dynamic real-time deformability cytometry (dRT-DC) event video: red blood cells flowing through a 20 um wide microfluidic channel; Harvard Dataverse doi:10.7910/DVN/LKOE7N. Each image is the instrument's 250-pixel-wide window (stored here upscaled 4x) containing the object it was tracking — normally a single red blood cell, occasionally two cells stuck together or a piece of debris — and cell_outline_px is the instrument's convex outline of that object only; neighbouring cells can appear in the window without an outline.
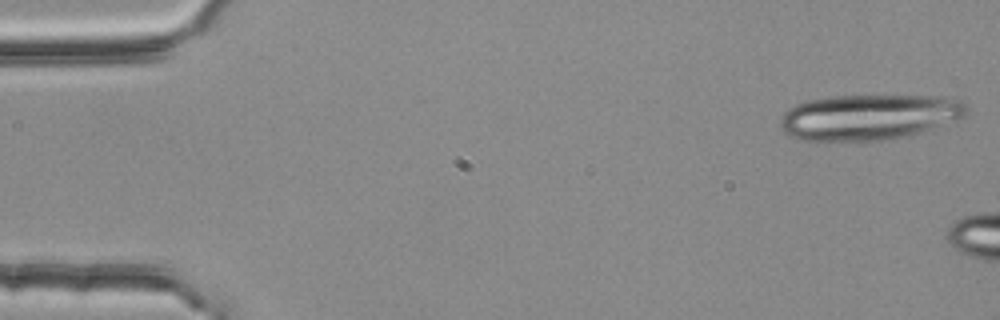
{"species": "common noctule bat (a hibernating species)", "species_latin": "Nyctalus noctula", "temperature_condition": "room temperature", "stored_images_in_passage": 3, "camera_frame_rate_fps": 3000, "um_per_image_px": 0.085, "animal": {"sex": "female", "body_mass_g": 25.1}, "frame": {"image": 1, "passage_image": 1, "time_ms": 0.0, "image_size_px": [1000, 320], "cell_outline_px": [[968, 112], [960, 116], [928, 128], [916, 132], [884, 140], [800, 140], [788, 136], [780, 128], [780, 120], [784, 112], [788, 108], [796, 104], [808, 100], [832, 96], [952, 96], [964, 100], [968, 108]], "centroid_in_image_um": [73.78, 9.92], "position_along_channel_um": 11.2, "area_um2": 48.84}}